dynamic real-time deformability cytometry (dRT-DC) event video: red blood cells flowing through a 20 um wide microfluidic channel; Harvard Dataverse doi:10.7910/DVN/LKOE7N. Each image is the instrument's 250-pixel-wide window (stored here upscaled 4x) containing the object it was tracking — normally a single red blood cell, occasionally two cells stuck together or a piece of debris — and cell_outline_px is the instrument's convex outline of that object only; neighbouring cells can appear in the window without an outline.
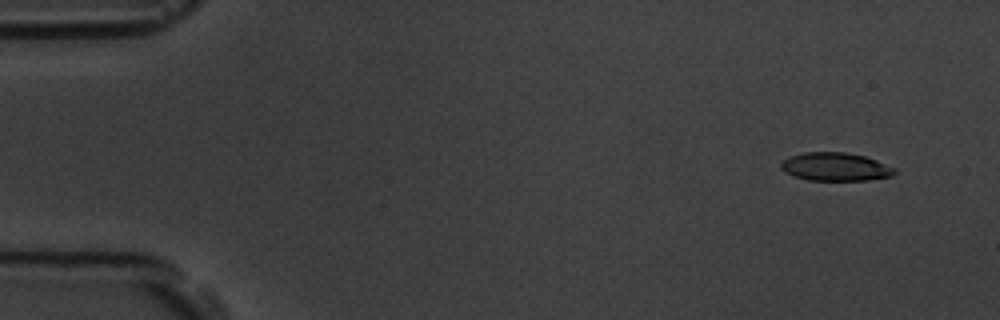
{"species": "common noctule bat (a hibernating species)", "species_latin": "Nyctalus noctula", "temperature_condition": "room temperature", "stored_images_in_passage": 4, "camera_frame_rate_fps": 3000, "um_per_image_px": 0.085, "animal": {"sex": "male", "body_mass_g": 19.5, "forearm_length_mm": 54.6}, "frame": {"image": 1, "passage_image": 1, "time_ms": 0.0, "image_size_px": [1000, 320], "cell_outline_px": [[896, 172], [892, 176], [868, 180], [808, 180], [784, 172], [780, 168], [780, 164], [788, 156], [804, 152], [844, 152], [864, 156], [876, 160], [896, 168]], "centroid_in_image_um": [71.0, 14.17], "position_along_channel_um": 14.0, "area_um2": 18.73}}
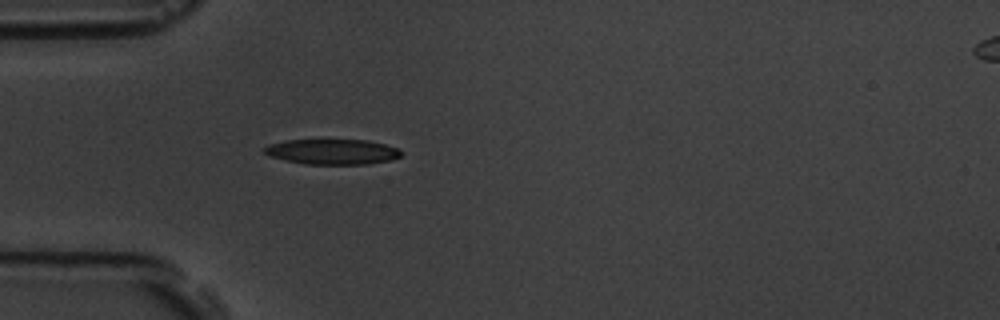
{"frame": {"image": 2, "passage_image": 4, "time_ms": 4.333, "image_size_px": [1000, 320], "cell_outline_px": [[404, 152], [400, 156], [392, 160], [368, 164], [304, 164], [272, 156], [264, 152], [264, 148], [268, 144], [284, 140], [368, 140], [384, 144], [396, 148]], "centroid_in_image_um": [28.28, 12.89], "position_along_channel_um": 56.7, "area_um2": 20.06}}